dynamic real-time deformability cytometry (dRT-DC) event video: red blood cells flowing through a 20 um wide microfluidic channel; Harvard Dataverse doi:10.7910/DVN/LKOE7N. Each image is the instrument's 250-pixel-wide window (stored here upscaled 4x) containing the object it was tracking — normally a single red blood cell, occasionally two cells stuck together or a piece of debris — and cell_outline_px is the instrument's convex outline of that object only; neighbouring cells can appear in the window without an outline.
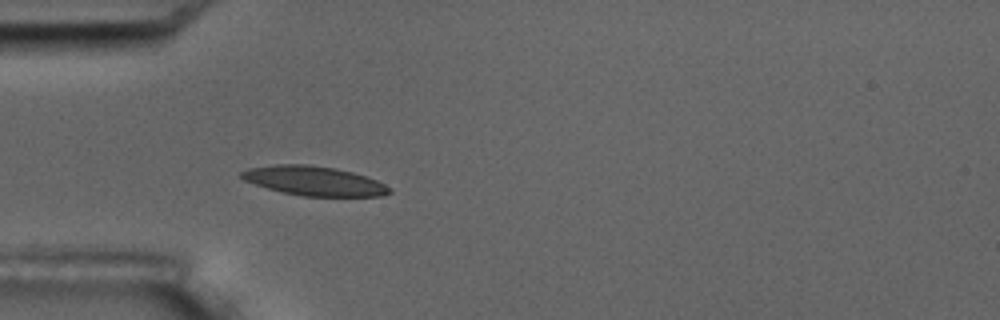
{"species": "common noctule bat (a hibernating species)", "species_latin": "Nyctalus noctula", "temperature_condition": "room temperature", "stored_images_in_passage": 4, "camera_frame_rate_fps": 3000, "um_per_image_px": 0.085, "animal": {"sex": "male", "body_mass_g": 17.5, "forearm_length_mm": 52.3}, "frame": {"image": 1, "passage_image": 4, "time_ms": 4.0, "image_size_px": [1000, 320], "cell_outline_px": [[392, 192], [380, 196], [300, 196], [268, 188], [244, 180], [240, 176], [240, 172], [248, 168], [276, 164], [308, 164], [332, 168], [352, 172], [376, 180], [384, 184]], "centroid_in_image_um": [26.66, 15.37], "position_along_channel_um": 58.3, "area_um2": 24.97}}